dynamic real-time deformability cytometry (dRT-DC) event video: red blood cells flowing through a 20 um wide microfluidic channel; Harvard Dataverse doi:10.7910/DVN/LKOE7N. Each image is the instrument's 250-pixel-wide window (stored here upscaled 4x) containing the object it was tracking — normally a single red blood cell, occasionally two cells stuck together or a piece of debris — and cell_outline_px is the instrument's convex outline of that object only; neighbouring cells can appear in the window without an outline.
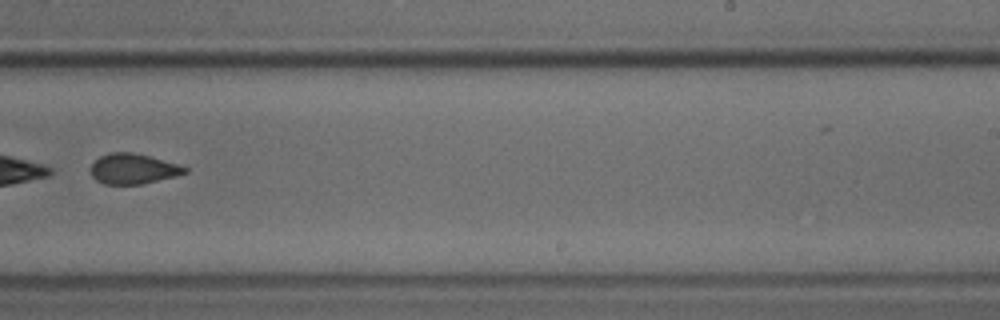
{"species": "common noctule bat (a hibernating species)", "species_latin": "Nyctalus noctula", "temperature_condition": "cold", "stored_images_in_passage": 9, "camera_frame_rate_fps": 3000, "um_per_image_px": 0.085, "animal": {"sex": "male", "body_mass_g": 18.8}, "frame": {"image": 1, "passage_image": 8, "time_ms": 2.333, "image_size_px": [1000, 320], "cell_outline_px": [[188, 172], [176, 176], [144, 184], [104, 184], [96, 180], [92, 176], [92, 164], [100, 156], [112, 152], [132, 152], [148, 156], [176, 164], [188, 168]], "centroid_in_image_um": [11.32, 14.36], "position_along_channel_um": 277.7, "area_um2": 16.42}}
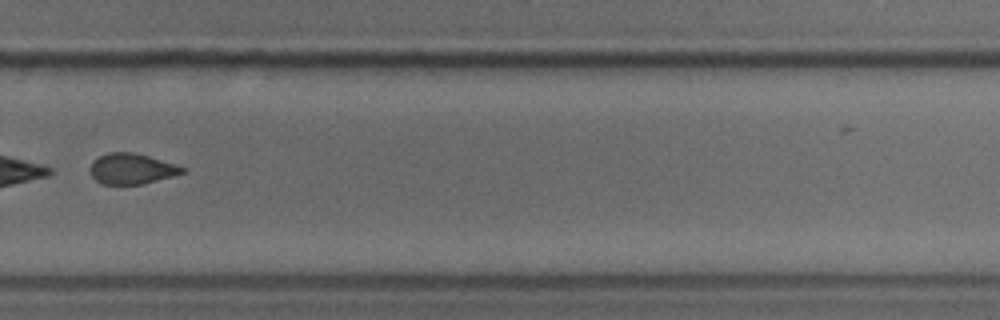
{"frame": {"image": 2, "passage_image": 9, "time_ms": 2.667, "image_size_px": [1000, 320], "cell_outline_px": [[188, 172], [144, 184], [100, 184], [88, 172], [88, 168], [92, 160], [108, 152], [132, 152], [148, 156], [176, 164], [188, 168]], "centroid_in_image_um": [11.2, 14.35], "position_along_channel_um": 318.6, "area_um2": 16.82}}